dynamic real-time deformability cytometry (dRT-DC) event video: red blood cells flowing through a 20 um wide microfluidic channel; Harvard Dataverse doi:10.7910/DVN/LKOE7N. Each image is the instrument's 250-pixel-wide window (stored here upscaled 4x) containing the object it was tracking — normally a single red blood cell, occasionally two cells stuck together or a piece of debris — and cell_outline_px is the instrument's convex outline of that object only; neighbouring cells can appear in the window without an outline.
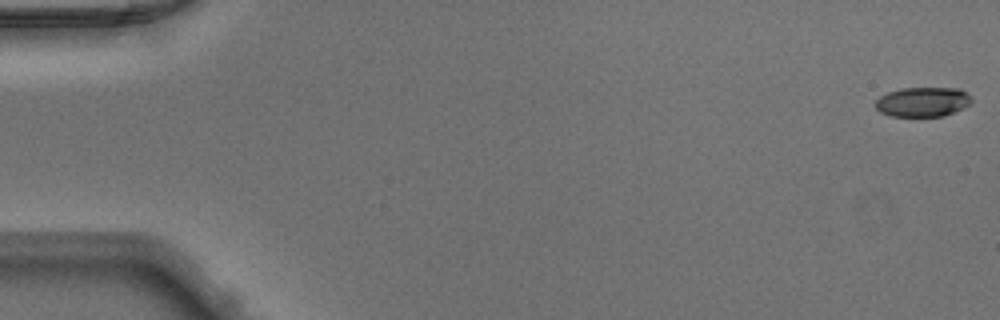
{"species": "Egyptian fruit bat (a non-hibernating species)", "species_latin": "Rousettus aegyptiacus", "temperature_condition": "warm", "stored_images_in_passage": 49, "camera_frame_rate_fps": 3000, "um_per_image_px": 0.085, "animal": {"sex": "male"}, "frame": {"image": 1, "passage_image": 1, "time_ms": 0.0, "image_size_px": [1000, 320], "cell_outline_px": [[972, 100], [968, 104], [944, 116], [892, 116], [880, 112], [872, 104], [880, 96], [888, 92], [900, 88], [960, 88], [972, 96]], "centroid_in_image_um": [78.39, 8.65], "position_along_channel_um": 6.6, "area_um2": 16.59}}
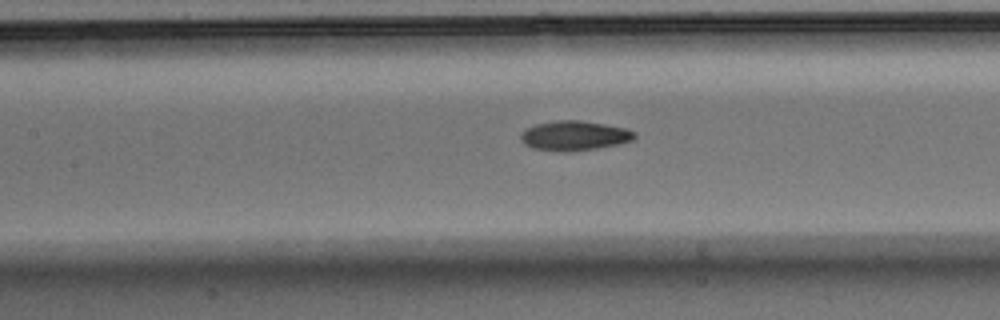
{"frame": {"image": 2, "passage_image": 23, "time_ms": 7.333, "image_size_px": [1000, 320], "cell_outline_px": [[636, 136], [632, 140], [620, 144], [596, 148], [568, 152], [560, 152], [532, 148], [524, 144], [520, 140], [520, 132], [524, 128], [536, 124], [556, 120], [580, 120], [604, 124], [624, 128], [636, 132]], "centroid_in_image_um": [48.77, 11.53], "position_along_channel_um": 158.6, "area_um2": 19.88}}
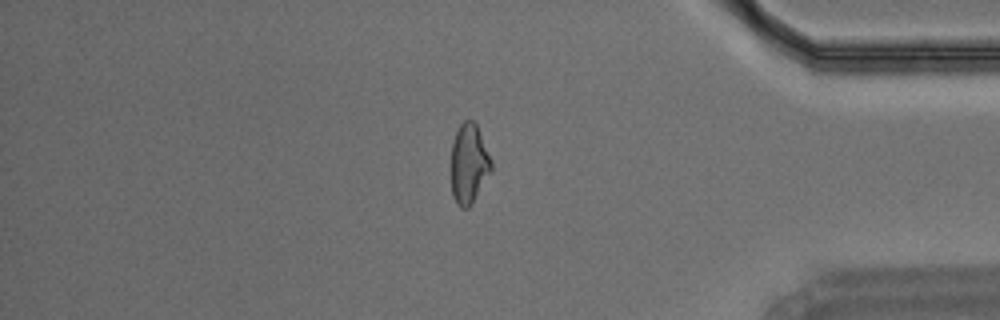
{"frame": {"image": 3, "passage_image": 42, "time_ms": 13.667, "image_size_px": [1000, 320], "cell_outline_px": [[492, 168], [472, 204], [468, 208], [460, 208], [456, 204], [452, 196], [452, 144], [456, 132], [460, 124], [464, 120], [472, 120], [476, 124], [492, 160]], "centroid_in_image_um": [39.85, 13.93], "position_along_channel_um": 395.3, "area_um2": 18.5}}